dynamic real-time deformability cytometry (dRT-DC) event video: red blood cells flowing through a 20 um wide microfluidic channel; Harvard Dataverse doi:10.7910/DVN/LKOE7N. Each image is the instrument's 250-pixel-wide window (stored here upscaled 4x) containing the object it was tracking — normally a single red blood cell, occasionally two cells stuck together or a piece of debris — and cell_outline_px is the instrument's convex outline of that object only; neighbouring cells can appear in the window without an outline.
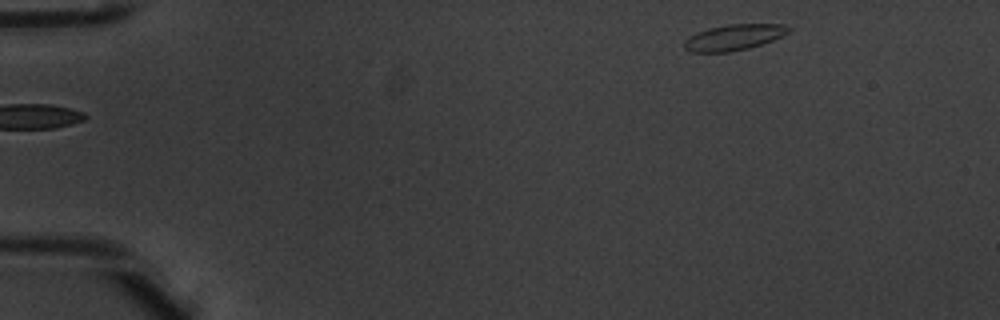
{"species": "common noctule bat (a hibernating species)", "species_latin": "Nyctalus noctula", "temperature_condition": "warm", "stored_images_in_passage": 5, "segment_of_instrument_passage": [2, 2], "camera_frame_rate_fps": 3000, "um_per_image_px": 0.085, "animal": {"sex": "male", "body_mass_g": 20.1, "forearm_length_mm": 53.5}, "frame": {"image": 1, "passage_image": 5, "time_ms": 1.333, "image_size_px": [1000, 320], "cell_outline_px": [[792, 28], [788, 32], [772, 40], [748, 48], [732, 52], [692, 52], [684, 48], [684, 40], [688, 36], [696, 32], [708, 28], [728, 24], [784, 24]], "centroid_in_image_um": [62.34, 3.17], "position_along_channel_um": 22.7, "area_um2": 15.72}}